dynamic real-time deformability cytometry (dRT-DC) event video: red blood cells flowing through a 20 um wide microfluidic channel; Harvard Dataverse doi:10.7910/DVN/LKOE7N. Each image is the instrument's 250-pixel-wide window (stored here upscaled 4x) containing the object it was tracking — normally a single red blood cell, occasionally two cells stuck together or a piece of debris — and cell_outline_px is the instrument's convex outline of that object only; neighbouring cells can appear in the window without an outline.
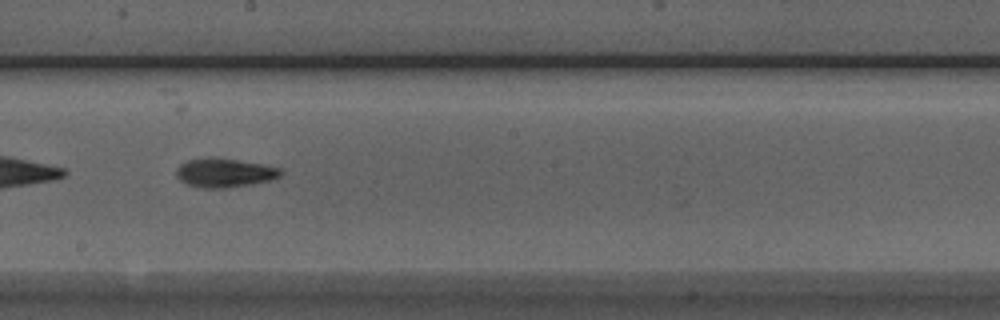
{"species": "Egyptian fruit bat (a non-hibernating species)", "species_latin": "Rousettus aegyptiacus", "temperature_condition": "room temperature", "stored_images_in_passage": 36, "camera_frame_rate_fps": 3000, "um_per_image_px": 0.085, "animal": {"sex": "male"}, "frame": {"image": 1, "passage_image": 16, "time_ms": 5.0, "image_size_px": [1000, 320], "cell_outline_px": [[280, 176], [268, 180], [252, 184], [224, 188], [204, 188], [188, 184], [180, 180], [176, 176], [176, 168], [180, 164], [188, 160], [208, 156], [212, 156], [260, 164], [280, 168]], "centroid_in_image_um": [19.01, 14.67], "position_along_channel_um": 229.2, "area_um2": 17.46}, "authors_computed_cell_mechanics": {"area_um2": 16.6175, "velocity_mm_per_s": 3.9336, "shape_relaxation_time_tau1_ms": 2.4144, "shape_relaxation_time_tau2_ms": 7.7449, "deformation_change_tau1": 0.1598, "deformation_change_tau2": 0.1632}}